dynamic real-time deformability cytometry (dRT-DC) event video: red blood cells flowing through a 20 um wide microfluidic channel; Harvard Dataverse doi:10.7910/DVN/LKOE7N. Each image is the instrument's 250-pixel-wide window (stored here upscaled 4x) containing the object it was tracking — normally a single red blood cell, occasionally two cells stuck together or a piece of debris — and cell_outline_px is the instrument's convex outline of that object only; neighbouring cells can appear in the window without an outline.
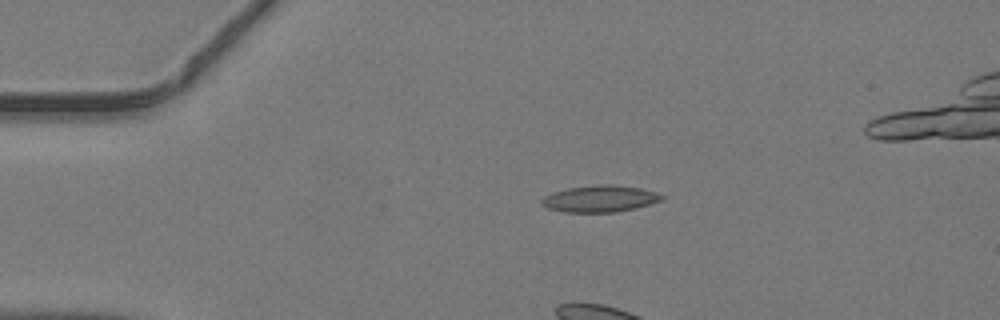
{"species": "common noctule bat (a hibernating species)", "species_latin": "Nyctalus noctula", "temperature_condition": "warm", "stored_images_in_passage": 37, "camera_frame_rate_fps": 3000, "um_per_image_px": 0.085, "animal": {"sex": "male", "body_mass_g": 19.2, "forearm_length_mm": 51.8}, "frame": {"image": 1, "passage_image": 1, "time_ms": 0.0, "image_size_px": [1000, 320], "cell_outline_px": [[664, 200], [636, 208], [616, 212], [564, 212], [548, 208], [540, 204], [540, 200], [544, 196], [552, 192], [568, 188], [600, 184], [612, 184], [640, 188], [656, 192], [664, 196]], "centroid_in_image_um": [50.99, 16.89], "position_along_channel_um": 34.0, "area_um2": 18.79}}